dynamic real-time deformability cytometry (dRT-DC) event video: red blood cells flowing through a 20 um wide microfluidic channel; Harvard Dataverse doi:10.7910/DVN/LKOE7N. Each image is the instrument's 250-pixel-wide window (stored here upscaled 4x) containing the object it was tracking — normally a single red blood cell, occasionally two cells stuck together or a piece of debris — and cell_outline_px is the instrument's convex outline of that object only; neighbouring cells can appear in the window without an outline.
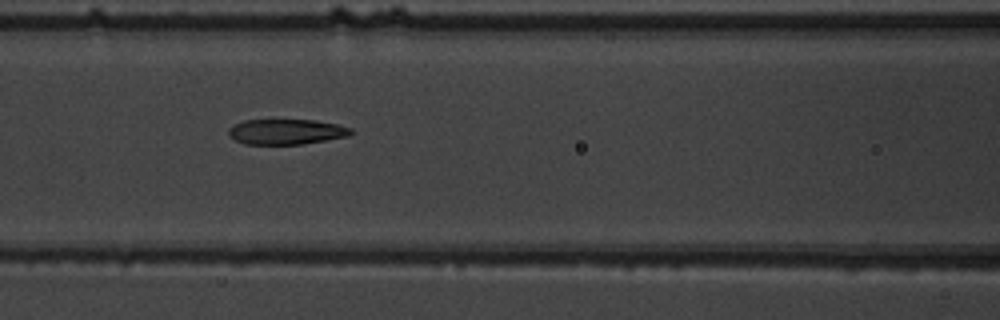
{"species": "common noctule bat (a hibernating species)", "species_latin": "Nyctalus noctula", "temperature_condition": "warm", "stored_images_in_passage": 6, "camera_frame_rate_fps": 3000, "um_per_image_px": 0.085, "animal": {"sex": "male", "body_mass_g": 19.5, "forearm_length_mm": 54.6}, "frame": {"image": 1, "passage_image": 5, "time_ms": 4.667, "image_size_px": [1000, 320], "cell_outline_px": [[352, 132], [348, 136], [304, 144], [244, 144], [236, 140], [228, 132], [228, 128], [244, 120], [316, 120], [336, 124], [352, 128]], "centroid_in_image_um": [24.35, 11.2], "position_along_channel_um": 142.2, "area_um2": 17.92}}
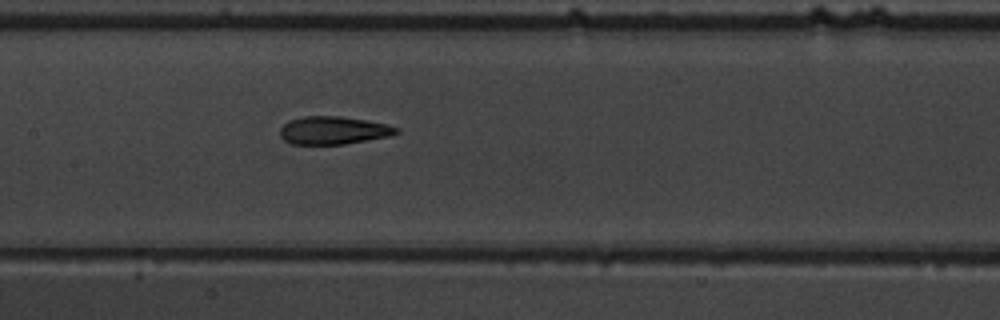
{"frame": {"image": 2, "passage_image": 6, "time_ms": 5.667, "image_size_px": [1000, 320], "cell_outline_px": [[400, 132], [388, 136], [344, 144], [292, 144], [284, 140], [280, 136], [280, 128], [284, 124], [292, 120], [304, 116], [340, 116], [368, 120], [388, 124], [400, 128]], "centroid_in_image_um": [28.36, 11.07], "position_along_channel_um": 179.0, "area_um2": 18.9}}